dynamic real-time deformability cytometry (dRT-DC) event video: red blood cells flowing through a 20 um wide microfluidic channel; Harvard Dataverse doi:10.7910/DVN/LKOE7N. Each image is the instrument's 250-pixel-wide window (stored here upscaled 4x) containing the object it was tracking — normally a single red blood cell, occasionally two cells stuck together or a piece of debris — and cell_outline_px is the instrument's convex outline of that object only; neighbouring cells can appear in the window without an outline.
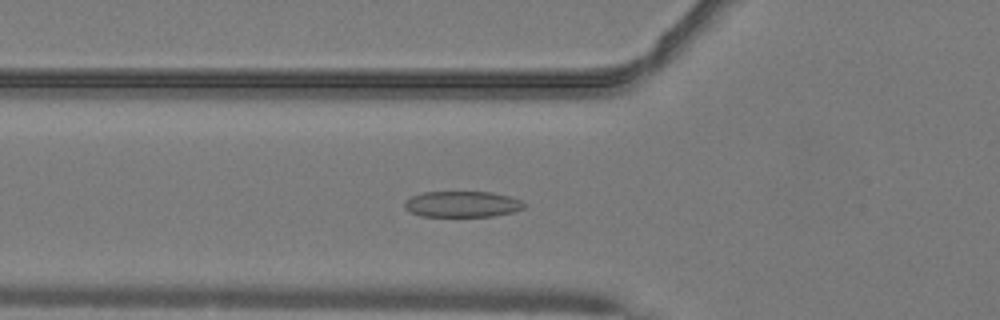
{"species": "common noctule bat (a hibernating species)", "species_latin": "Nyctalus noctula", "temperature_condition": "warm", "stored_images_in_passage": 48, "camera_frame_rate_fps": 3000, "um_per_image_px": 0.085, "animal": {"sex": "male", "body_mass_g": 19.2, "forearm_length_mm": 51.8}, "frame": {"image": 1, "passage_image": 16, "time_ms": 5.0, "image_size_px": [1000, 320], "cell_outline_px": [[524, 208], [512, 212], [492, 216], [420, 216], [404, 208], [404, 200], [412, 196], [424, 192], [492, 192], [512, 196], [520, 200], [524, 204]], "centroid_in_image_um": [39.28, 17.35], "position_along_channel_um": 86.5, "area_um2": 18.09}}
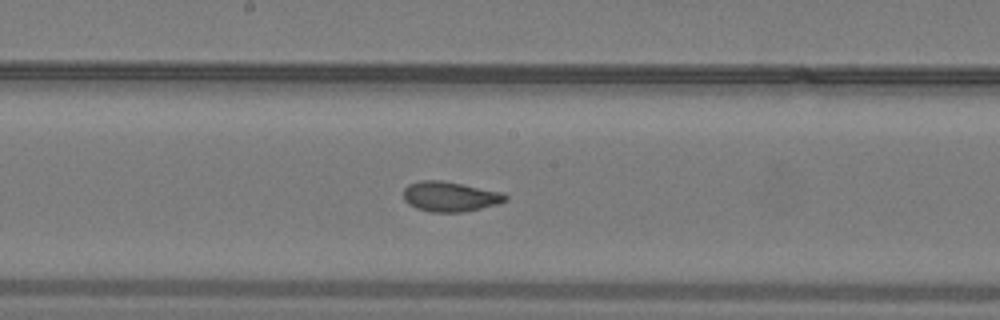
{"frame": {"image": 2, "passage_image": 25, "time_ms": 8.0, "image_size_px": [1000, 320], "cell_outline_px": [[508, 200], [496, 204], [464, 212], [432, 212], [416, 208], [408, 204], [404, 200], [404, 188], [408, 184], [420, 180], [440, 180], [500, 192], [508, 196]], "centroid_in_image_um": [38.21, 16.71], "position_along_channel_um": 210.0, "area_um2": 17.63}}
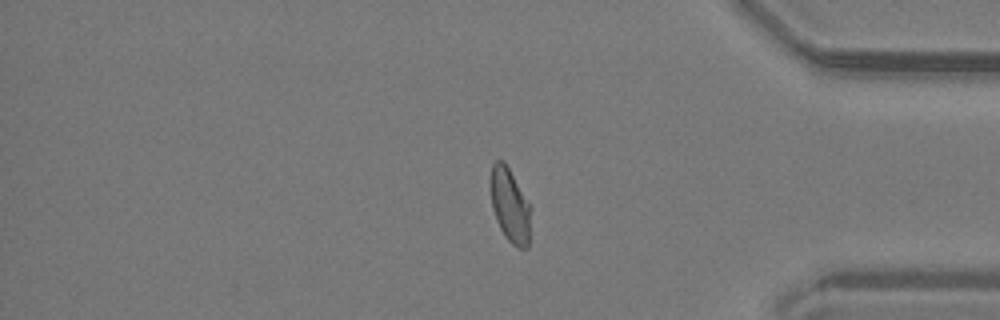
{"frame": {"image": 3, "passage_image": 40, "time_ms": 13.0, "image_size_px": [1000, 320], "cell_outline_px": [[532, 208], [528, 248], [520, 248], [512, 244], [504, 236], [496, 220], [492, 208], [492, 164], [496, 160], [504, 160]], "centroid_in_image_um": [43.38, 17.5], "position_along_channel_um": 391.8, "area_um2": 17.22}, "authors_computed_cell_mechanics": {"area_um2": 18.1203, "velocity_mm_per_s": 4.0899, "shape_relaxation_time_tau1_ms": 4.4441, "shape_relaxation_time_tau2_ms": 0.6244, "deformation_change_tau1": 0.1499, "deformation_change_tau2": 0.0627}}